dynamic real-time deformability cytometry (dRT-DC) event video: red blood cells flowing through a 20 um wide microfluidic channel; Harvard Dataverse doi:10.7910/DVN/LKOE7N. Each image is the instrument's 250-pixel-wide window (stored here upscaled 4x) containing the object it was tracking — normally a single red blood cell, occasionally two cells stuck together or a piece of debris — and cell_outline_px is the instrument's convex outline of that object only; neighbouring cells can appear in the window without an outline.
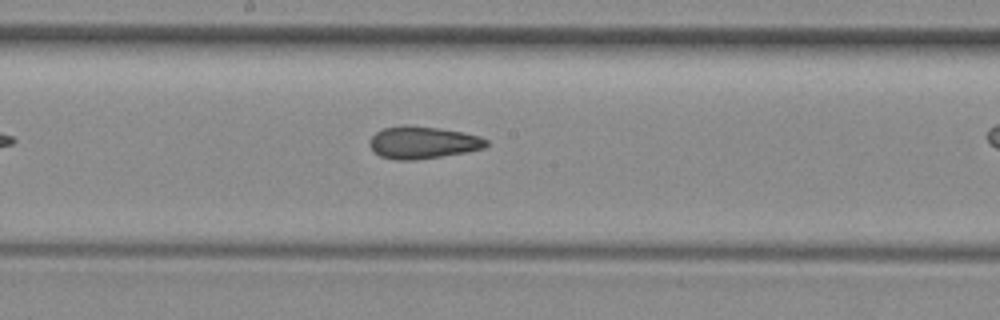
{"species": "common noctule bat (a hibernating species)", "species_latin": "Nyctalus noctula", "temperature_condition": "room temperature", "stored_images_in_passage": 26, "camera_frame_rate_fps": 3000, "um_per_image_px": 0.085, "animal": {"sex": "female", "body_mass_g": 29.2, "forearm_length_mm": 56.3}, "frame": {"image": 1, "passage_image": 12, "time_ms": 3.667, "image_size_px": [1000, 320], "cell_outline_px": [[488, 144], [484, 148], [464, 152], [416, 160], [396, 160], [380, 156], [368, 144], [368, 140], [376, 132], [384, 128], [400, 124], [404, 124], [436, 128], [460, 132], [480, 136], [488, 140]], "centroid_in_image_um": [35.9, 12.1], "position_along_channel_um": 212.3, "area_um2": 21.85}}
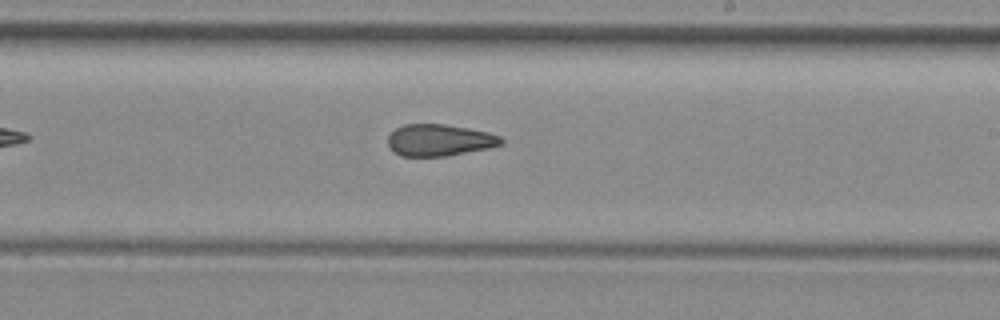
{"frame": {"image": 2, "passage_image": 15, "time_ms": 4.667, "image_size_px": [1000, 320], "cell_outline_px": [[504, 144], [492, 148], [448, 156], [400, 156], [388, 144], [388, 136], [396, 128], [404, 124], [444, 124], [468, 128], [488, 132], [500, 136], [504, 140]], "centroid_in_image_um": [37.41, 11.92], "position_along_channel_um": 251.6, "area_um2": 21.1}}
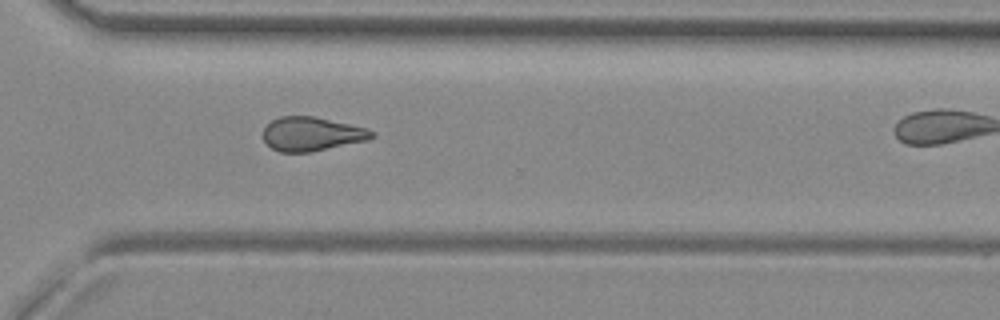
{"frame": {"image": 3, "passage_image": 22, "time_ms": 7.0, "image_size_px": [1000, 320], "cell_outline_px": [[376, 136], [364, 140], [312, 152], [280, 152], [272, 148], [264, 140], [264, 128], [272, 120], [280, 116], [312, 116], [368, 128], [376, 132]], "centroid_in_image_um": [26.5, 11.38], "position_along_channel_um": 344.1, "area_um2": 21.27}}